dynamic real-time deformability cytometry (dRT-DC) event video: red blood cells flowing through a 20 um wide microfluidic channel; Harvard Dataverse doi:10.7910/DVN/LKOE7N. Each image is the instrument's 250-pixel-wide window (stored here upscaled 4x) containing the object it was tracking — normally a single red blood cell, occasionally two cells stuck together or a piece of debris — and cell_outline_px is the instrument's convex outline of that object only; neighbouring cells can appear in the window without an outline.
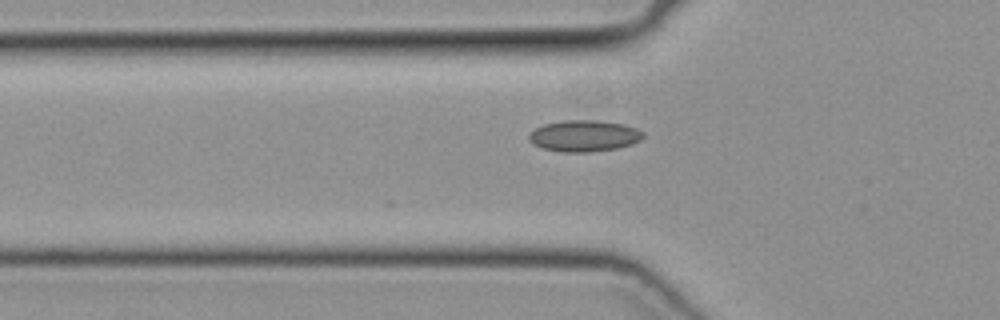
{"species": "common noctule bat (a hibernating species)", "species_latin": "Nyctalus noctula", "temperature_condition": "cold", "stored_images_in_passage": 2, "camera_frame_rate_fps": 3000, "um_per_image_px": 0.085, "animal": {"sex": "female", "body_mass_g": 19.3, "forearm_length_mm": 54.1}, "frame": {"image": 1, "passage_image": 2, "time_ms": 0.333, "image_size_px": [1000, 320], "cell_outline_px": [[644, 136], [640, 140], [632, 144], [616, 148], [588, 152], [564, 152], [544, 148], [532, 144], [528, 140], [528, 136], [536, 128], [544, 124], [564, 120], [596, 120], [624, 124], [636, 128], [644, 132]], "centroid_in_image_um": [49.66, 11.54], "position_along_channel_um": 76.1, "area_um2": 20.81}}